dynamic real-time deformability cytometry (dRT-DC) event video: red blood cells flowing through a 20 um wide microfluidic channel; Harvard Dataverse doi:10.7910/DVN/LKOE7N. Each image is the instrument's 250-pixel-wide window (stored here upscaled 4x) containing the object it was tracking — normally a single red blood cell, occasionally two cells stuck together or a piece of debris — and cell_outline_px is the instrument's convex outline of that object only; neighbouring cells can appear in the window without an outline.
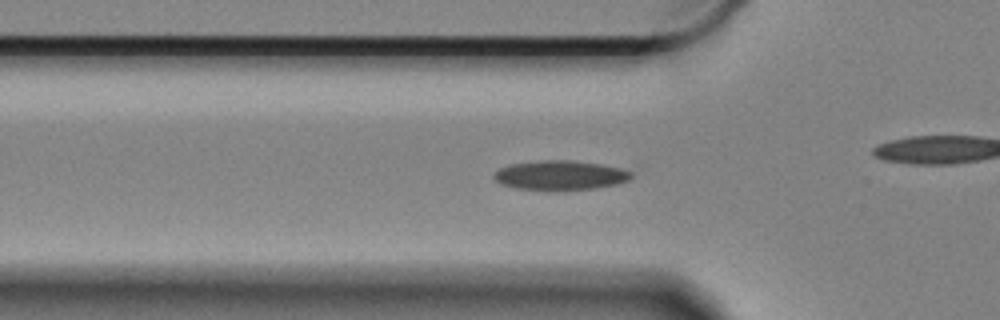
{"species": "Egyptian fruit bat (a non-hibernating species)", "species_latin": "Rousettus aegyptiacus", "temperature_condition": "cold", "stored_images_in_passage": 39, "camera_frame_rate_fps": 3000, "um_per_image_px": 0.085, "animal": {"sex": "female"}, "frame": {"image": 1, "passage_image": 5, "time_ms": 1.333, "image_size_px": [1000, 320], "cell_outline_px": [[632, 176], [628, 180], [616, 184], [596, 188], [564, 192], [548, 192], [516, 188], [500, 184], [492, 176], [500, 168], [508, 164], [540, 160], [568, 160], [600, 164], [620, 168], [632, 172]], "centroid_in_image_um": [47.58, 14.93], "position_along_channel_um": 78.2, "area_um2": 24.22}}
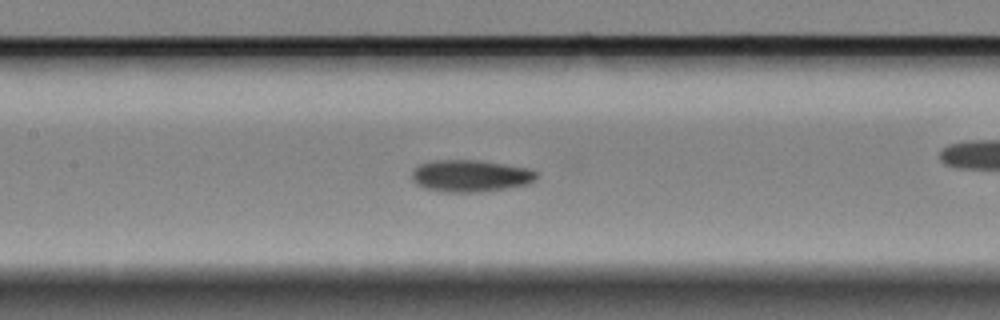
{"frame": {"image": 2, "passage_image": 13, "time_ms": 4.0, "image_size_px": [1000, 320], "cell_outline_px": [[536, 180], [528, 184], [504, 188], [476, 192], [444, 192], [424, 188], [416, 184], [412, 180], [412, 172], [420, 164], [432, 160], [476, 160], [504, 164], [528, 168], [536, 172]], "centroid_in_image_um": [39.96, 14.95], "position_along_channel_um": 167.4, "area_um2": 23.06}}
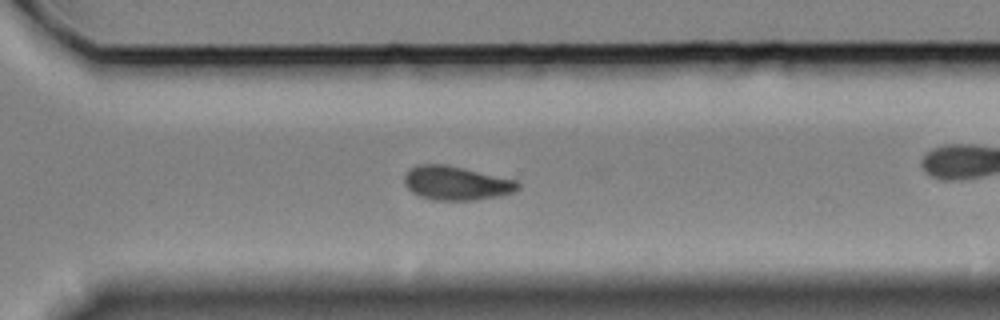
{"frame": {"image": 3, "passage_image": 28, "time_ms": 9.0, "image_size_px": [1000, 320], "cell_outline_px": [[520, 188], [516, 192], [500, 196], [476, 200], [432, 200], [420, 196], [412, 192], [404, 184], [404, 176], [408, 168], [416, 164], [444, 164], [464, 168], [516, 180], [520, 184]], "centroid_in_image_um": [38.77, 15.56], "position_along_channel_um": 331.8, "area_um2": 22.72}, "authors_computed_cell_mechanics": {"area_um2": 22.7732, "velocity_mm_per_s": 3.3015, "shape_relaxation_time_tau1_ms": 6.2236, "shape_relaxation_time_tau2_ms": 5.6002, "deformation_change_tau1": 0.1267, "deformation_change_tau2": 0.0918}}